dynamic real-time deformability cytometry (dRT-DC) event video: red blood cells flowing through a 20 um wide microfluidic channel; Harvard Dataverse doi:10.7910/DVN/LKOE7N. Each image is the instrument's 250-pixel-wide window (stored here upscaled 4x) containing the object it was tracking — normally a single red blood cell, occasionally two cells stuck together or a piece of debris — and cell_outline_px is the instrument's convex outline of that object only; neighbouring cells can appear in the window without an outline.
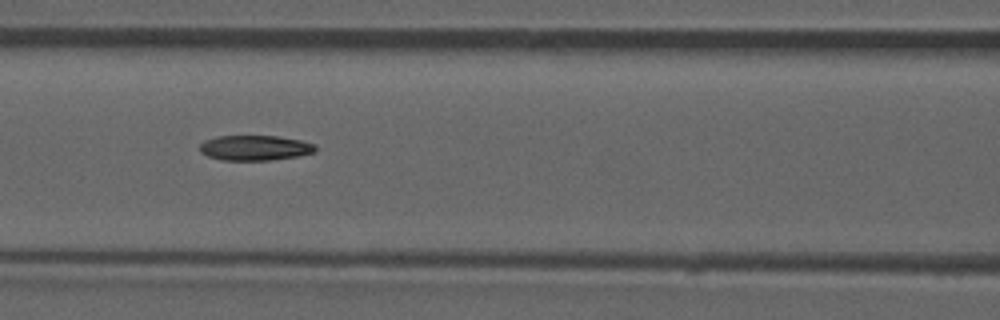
{"species": "common noctule bat (a hibernating species)", "species_latin": "Nyctalus noctula", "temperature_condition": "room temperature", "stored_images_in_passage": 53, "camera_frame_rate_fps": 3000, "um_per_image_px": 0.085, "animal": {"sex": "male", "forearm_length_mm": 52.5}, "frame": {"image": 1, "passage_image": 23, "time_ms": 7.333, "image_size_px": [1000, 320], "cell_outline_px": [[316, 148], [312, 152], [300, 156], [268, 160], [224, 160], [208, 156], [200, 152], [200, 144], [204, 140], [216, 136], [276, 136], [300, 140], [316, 144]], "centroid_in_image_um": [21.65, 12.56], "position_along_channel_um": 144.9, "area_um2": 16.88}, "authors_computed_cell_mechanics": {"area_um2": 17.629, "velocity_mm_per_s": 3.8688, "shape_relaxation_time_tau1_ms": null, "shape_relaxation_time_tau2_ms": 8.0131, "deformation_change_tau1": null, "deformation_change_tau2": 0.1883}}